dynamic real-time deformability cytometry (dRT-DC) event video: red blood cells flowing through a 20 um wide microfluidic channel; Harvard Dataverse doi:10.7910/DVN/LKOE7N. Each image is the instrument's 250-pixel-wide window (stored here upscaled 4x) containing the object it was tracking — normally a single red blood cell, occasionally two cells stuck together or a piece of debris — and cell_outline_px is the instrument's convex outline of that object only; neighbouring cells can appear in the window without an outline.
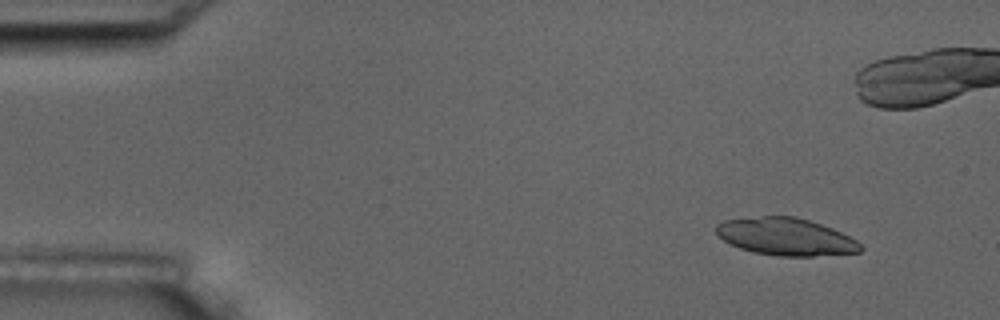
{"species": "common noctule bat (a hibernating species)", "species_latin": "Nyctalus noctula", "temperature_condition": "room temperature", "stored_images_in_passage": 6, "camera_frame_rate_fps": 3000, "um_per_image_px": 0.085, "animal": {"sex": "male", "body_mass_g": 17.5, "forearm_length_mm": 52.3}, "frame": {"image": 1, "passage_image": 2, "time_ms": 1.0, "image_size_px": [1000, 320], "cell_outline_px": [[864, 248], [860, 252], [812, 256], [776, 256], [752, 252], [740, 248], [724, 240], [716, 232], [716, 224], [724, 220], [764, 216], [796, 216], [832, 228], [856, 240]], "centroid_in_image_um": [66.79, 20.12], "position_along_channel_um": 18.2, "area_um2": 31.27}}